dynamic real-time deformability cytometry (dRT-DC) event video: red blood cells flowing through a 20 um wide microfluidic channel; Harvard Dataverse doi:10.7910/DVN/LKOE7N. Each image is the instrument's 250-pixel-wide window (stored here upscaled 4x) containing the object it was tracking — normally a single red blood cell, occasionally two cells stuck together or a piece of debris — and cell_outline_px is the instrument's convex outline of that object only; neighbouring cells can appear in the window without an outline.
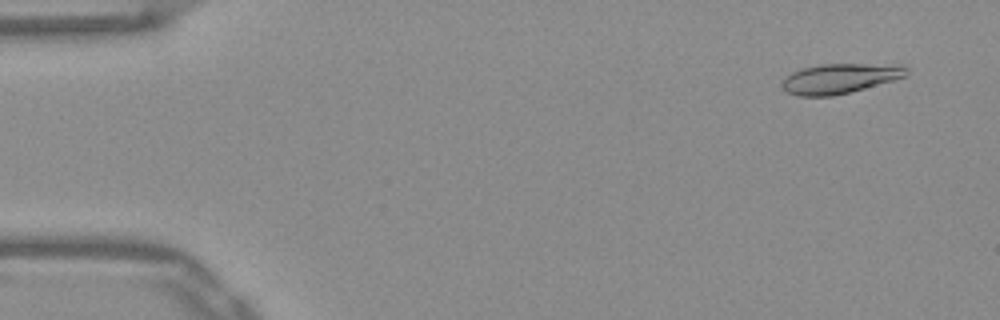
{"species": "Egyptian fruit bat (a non-hibernating species)", "species_latin": "Rousettus aegyptiacus", "temperature_condition": "warm", "stored_images_in_passage": 52, "camera_frame_rate_fps": 3000, "um_per_image_px": 0.085, "frame": {"image": 1, "passage_image": 4, "time_ms": 1.0, "image_size_px": [1000, 320], "cell_outline_px": [[908, 72], [904, 76], [892, 80], [848, 92], [832, 96], [800, 96], [788, 92], [780, 84], [792, 72], [804, 68], [820, 64], [904, 64], [908, 68]], "centroid_in_image_um": [71.41, 6.65], "position_along_channel_um": 13.6, "area_um2": 21.33}}
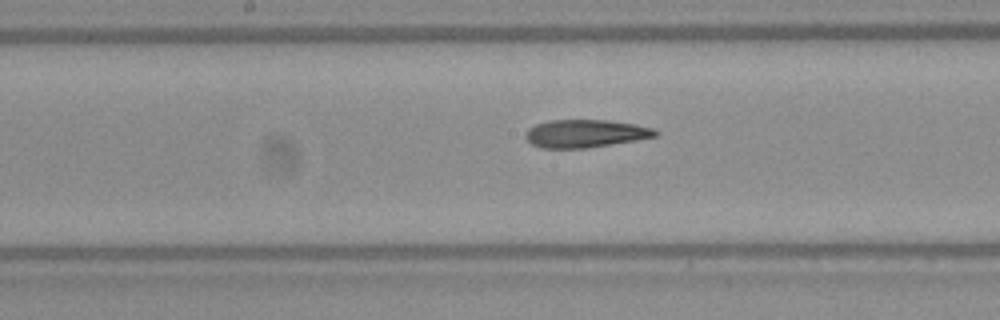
{"frame": {"image": 2, "passage_image": 27, "time_ms": 8.667, "image_size_px": [1000, 320], "cell_outline_px": [[660, 132], [656, 136], [636, 140], [588, 148], [540, 148], [532, 144], [524, 136], [528, 128], [536, 124], [548, 120], [608, 120], [636, 124], [656, 128]], "centroid_in_image_um": [49.78, 11.34], "position_along_channel_um": 198.4, "area_um2": 21.27}}
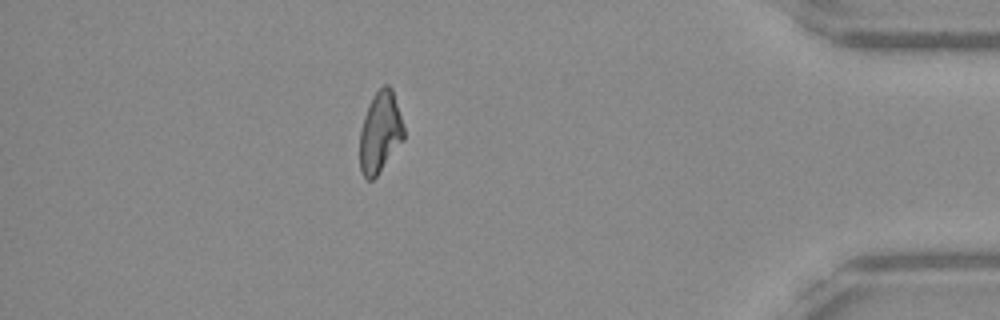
{"frame": {"image": 3, "passage_image": 46, "time_ms": 15.0, "image_size_px": [1000, 320], "cell_outline_px": [[404, 140], [376, 176], [372, 180], [368, 180], [364, 176], [360, 168], [360, 128], [364, 116], [372, 96], [384, 84], [388, 84], [392, 88], [404, 128]], "centroid_in_image_um": [32.31, 11.23], "position_along_channel_um": 402.9, "area_um2": 20.69}, "authors_computed_cell_mechanics": {"area_um2": 21.5883, "velocity_mm_per_s": 3.9144, "shape_relaxation_time_tau1_ms": null, "shape_relaxation_time_tau2_ms": 4.6199, "deformation_change_tau1": null, "deformation_change_tau2": 0.1559}}